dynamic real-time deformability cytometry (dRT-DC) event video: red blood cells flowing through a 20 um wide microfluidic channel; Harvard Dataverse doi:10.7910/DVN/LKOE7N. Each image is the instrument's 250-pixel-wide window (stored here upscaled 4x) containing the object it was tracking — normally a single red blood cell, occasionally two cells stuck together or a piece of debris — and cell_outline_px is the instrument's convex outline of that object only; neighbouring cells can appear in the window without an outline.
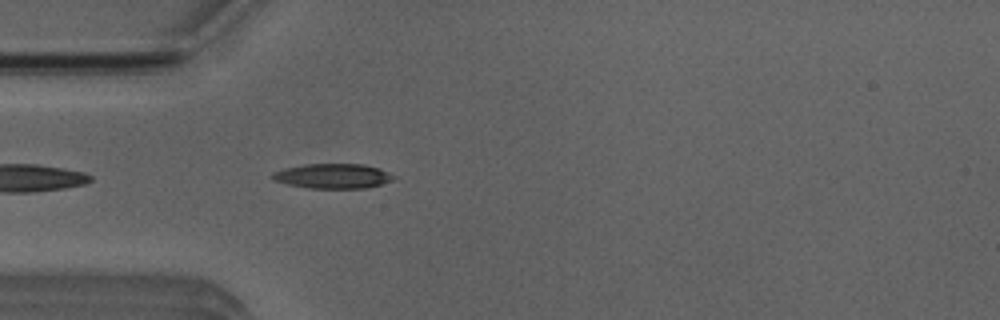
{"species": "Egyptian fruit bat (a non-hibernating species)", "species_latin": "Rousettus aegyptiacus", "temperature_condition": "room temperature", "stored_images_in_passage": 5, "segment_of_instrument_passage": [2, 2], "camera_frame_rate_fps": 3000, "um_per_image_px": 0.085, "animal": {"sex": "male"}, "frame": {"image": 1, "passage_image": 5, "time_ms": 4.333, "image_size_px": [1000, 320], "cell_outline_px": [[396, 176], [392, 180], [380, 184], [364, 188], [308, 188], [288, 184], [272, 180], [272, 172], [284, 168], [304, 164], [364, 164], [380, 168]], "centroid_in_image_um": [28.28, 14.95], "position_along_channel_um": 56.7, "area_um2": 17.51}}